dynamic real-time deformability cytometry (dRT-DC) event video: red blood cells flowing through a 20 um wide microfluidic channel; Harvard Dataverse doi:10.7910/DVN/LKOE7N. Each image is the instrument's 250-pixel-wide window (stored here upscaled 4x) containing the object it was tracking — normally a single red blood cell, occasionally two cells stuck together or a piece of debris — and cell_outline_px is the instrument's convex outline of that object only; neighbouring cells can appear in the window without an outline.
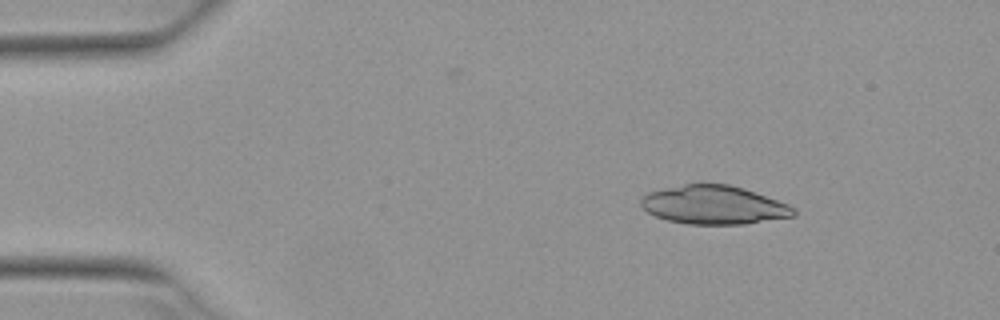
{"species": "Egyptian fruit bat (a non-hibernating species)", "species_latin": "Rousettus aegyptiacus", "temperature_condition": "warm", "stored_images_in_passage": 4, "camera_frame_rate_fps": 3000, "um_per_image_px": 0.085, "animal": {"sex": "female"}, "frame": {"image": 1, "passage_image": 2, "time_ms": 0.333, "image_size_px": [1000, 320], "cell_outline_px": [[796, 216], [744, 224], [688, 224], [668, 220], [656, 216], [648, 212], [640, 204], [640, 196], [648, 192], [684, 184], [728, 184], [744, 188], [788, 204], [796, 208]], "centroid_in_image_um": [60.68, 17.42], "position_along_channel_um": 24.3, "area_um2": 34.33}}